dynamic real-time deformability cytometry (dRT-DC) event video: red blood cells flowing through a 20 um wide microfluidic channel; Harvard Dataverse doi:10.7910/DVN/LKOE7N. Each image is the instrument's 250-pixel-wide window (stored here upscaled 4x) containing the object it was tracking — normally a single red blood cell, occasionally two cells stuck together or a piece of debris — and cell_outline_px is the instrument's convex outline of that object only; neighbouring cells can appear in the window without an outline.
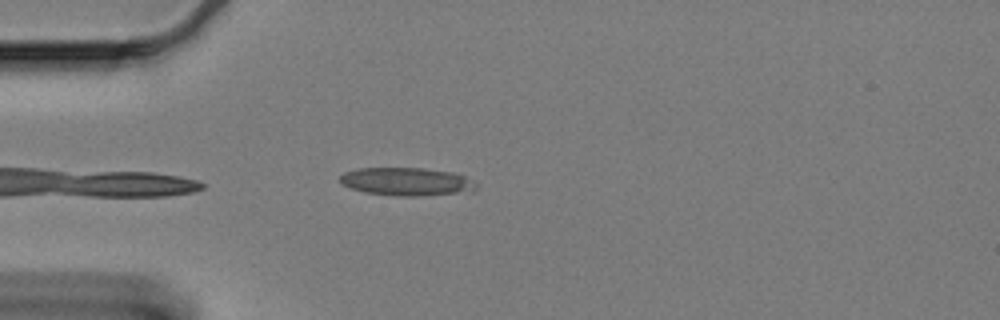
{"species": "Egyptian fruit bat (a non-hibernating species)", "species_latin": "Rousettus aegyptiacus", "temperature_condition": "cold", "stored_images_in_passage": 16, "camera_frame_rate_fps": 3000, "um_per_image_px": 0.085, "animal": {"sex": "female"}, "frame": {"image": 1, "passage_image": 1, "time_ms": 0.0, "image_size_px": [1000, 320], "cell_outline_px": [[476, 192], [416, 196], [396, 196], [364, 192], [340, 184], [340, 176], [344, 172], [356, 168], [424, 168], [452, 172], [464, 176], [476, 184]], "centroid_in_image_um": [34.57, 15.44], "position_along_channel_um": 50.4, "area_um2": 22.48}}
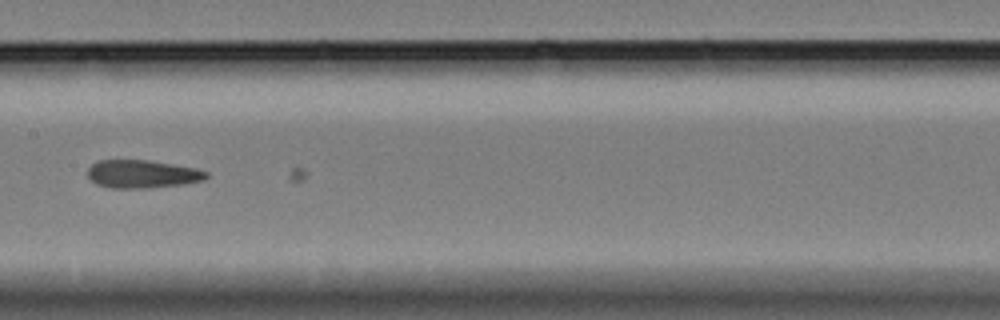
{"frame": {"image": 2, "passage_image": 15, "time_ms": 4.667, "image_size_px": [1000, 320], "cell_outline_px": [[208, 176], [204, 180], [184, 184], [148, 188], [108, 188], [96, 184], [88, 176], [88, 168], [92, 164], [100, 160], [148, 160], [196, 168], [208, 172]], "centroid_in_image_um": [12.09, 14.8], "position_along_channel_um": 195.3, "area_um2": 19.42}}